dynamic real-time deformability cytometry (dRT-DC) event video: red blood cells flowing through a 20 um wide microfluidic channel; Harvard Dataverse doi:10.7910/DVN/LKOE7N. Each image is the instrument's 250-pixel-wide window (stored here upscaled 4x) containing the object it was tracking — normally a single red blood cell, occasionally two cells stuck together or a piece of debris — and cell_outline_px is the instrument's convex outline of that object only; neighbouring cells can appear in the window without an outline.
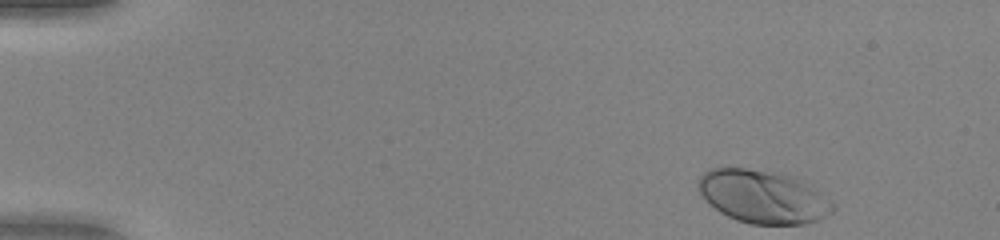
{"species": "human", "species_latin": "Homo sapiens", "temperature_condition": "warm", "stored_images_in_passage": 46, "camera_frame_rate_fps": 3000, "um_per_image_px": 0.085, "donor": {"sex": "female"}, "frame": {"image": 1, "passage_image": 1, "time_ms": 0.0, "image_size_px": [1000, 240], "cell_outline_px": [[836, 208], [832, 212], [816, 220], [804, 224], [752, 224], [736, 220], [720, 212], [700, 192], [696, 184], [700, 176], [704, 172], [712, 168], [744, 168], [784, 172], [796, 176], [832, 200], [836, 204]], "centroid_in_image_um": [64.9, 16.69], "position_along_channel_um": 20.1, "area_um2": 41.85}}
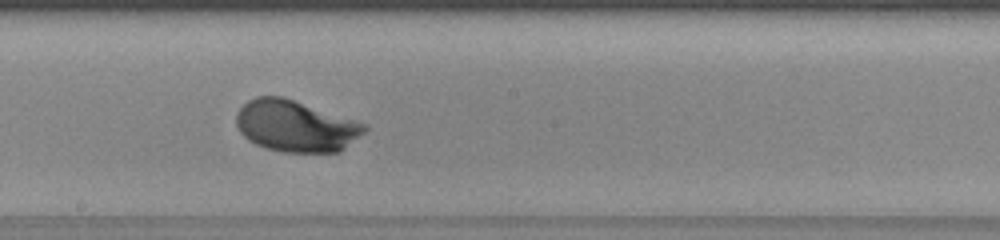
{"frame": {"image": 2, "passage_image": 25, "time_ms": 8.0, "image_size_px": [1000, 240], "cell_outline_px": [[368, 128], [364, 132], [340, 152], [284, 152], [264, 148], [248, 140], [240, 132], [236, 124], [236, 112], [248, 100], [256, 96], [284, 96], [368, 124]], "centroid_in_image_um": [25.13, 10.7], "position_along_channel_um": 223.1, "area_um2": 38.73}}
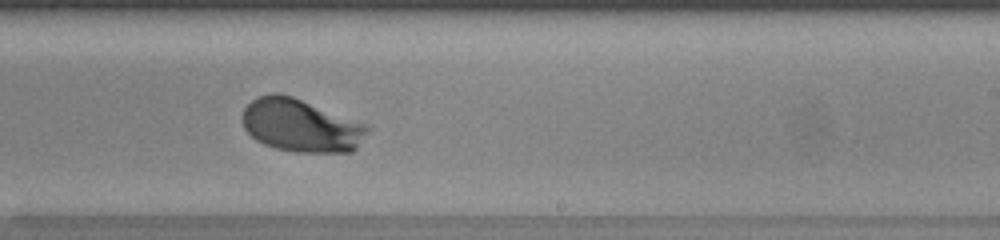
{"frame": {"image": 3, "passage_image": 28, "time_ms": 9.0, "image_size_px": [1000, 240], "cell_outline_px": [[372, 128], [356, 148], [352, 152], [296, 152], [276, 148], [264, 144], [256, 140], [244, 128], [240, 116], [244, 108], [252, 100], [260, 96], [272, 92], [280, 92], [292, 96], [368, 124]], "centroid_in_image_um": [25.58, 10.66], "position_along_channel_um": 263.4, "area_um2": 38.9}, "authors_computed_cell_mechanics": {"area_um2": 37.9457, "velocity_mm_per_s": 4.049, "shape_relaxation_time_tau1_ms": 1.6997, "shape_relaxation_time_tau2_ms": null, "deformation_change_tau1": 0.1502, "deformation_change_tau2": null}}